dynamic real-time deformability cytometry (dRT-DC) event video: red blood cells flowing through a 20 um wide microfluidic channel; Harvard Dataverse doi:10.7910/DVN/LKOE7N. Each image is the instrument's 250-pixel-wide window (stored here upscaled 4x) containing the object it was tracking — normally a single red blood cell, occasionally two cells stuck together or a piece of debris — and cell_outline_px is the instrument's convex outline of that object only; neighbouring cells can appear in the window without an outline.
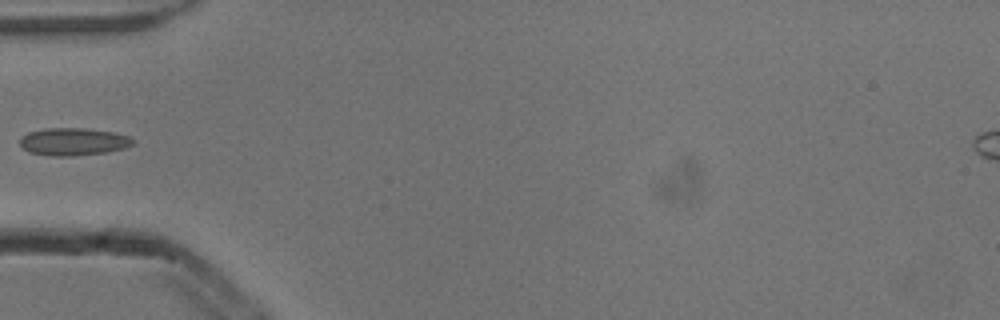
{"species": "common noctule bat (a hibernating species)", "species_latin": "Nyctalus noctula", "temperature_condition": "cold", "stored_images_in_passage": 5, "camera_frame_rate_fps": 3000, "um_per_image_px": 0.085, "animal": {"sex": "male", "body_mass_g": 13.3}, "frame": {"image": 1, "passage_image": 5, "time_ms": 1.333, "image_size_px": [1000, 320], "cell_outline_px": [[136, 140], [132, 144], [124, 148], [104, 152], [72, 156], [52, 156], [28, 152], [20, 144], [20, 136], [28, 132], [44, 128], [84, 128], [112, 132], [128, 136]], "centroid_in_image_um": [6.19, 12.03], "position_along_channel_um": 78.8, "area_um2": 18.09}}